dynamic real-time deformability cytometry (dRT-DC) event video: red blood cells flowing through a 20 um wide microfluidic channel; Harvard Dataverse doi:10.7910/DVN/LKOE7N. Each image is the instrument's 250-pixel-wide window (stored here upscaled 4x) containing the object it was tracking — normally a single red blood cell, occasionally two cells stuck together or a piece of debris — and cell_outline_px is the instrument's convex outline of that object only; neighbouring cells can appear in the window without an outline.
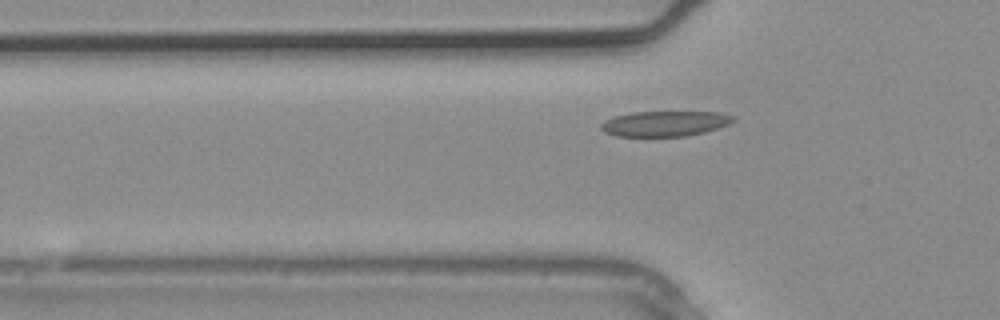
{"species": "common noctule bat (a hibernating species)", "species_latin": "Nyctalus noctula", "temperature_condition": "warm", "stored_images_in_passage": 2, "camera_frame_rate_fps": 3000, "um_per_image_px": 0.085, "animal": {"sex": "male", "body_mass_g": 20.4}, "frame": {"image": 1, "passage_image": 2, "time_ms": 0.333, "image_size_px": [1000, 320], "cell_outline_px": [[736, 120], [728, 124], [704, 132], [684, 136], [616, 136], [604, 132], [600, 128], [600, 124], [604, 120], [616, 116], [632, 112], [720, 112], [736, 116]], "centroid_in_image_um": [56.51, 10.5], "position_along_channel_um": 69.3, "area_um2": 19.48}}